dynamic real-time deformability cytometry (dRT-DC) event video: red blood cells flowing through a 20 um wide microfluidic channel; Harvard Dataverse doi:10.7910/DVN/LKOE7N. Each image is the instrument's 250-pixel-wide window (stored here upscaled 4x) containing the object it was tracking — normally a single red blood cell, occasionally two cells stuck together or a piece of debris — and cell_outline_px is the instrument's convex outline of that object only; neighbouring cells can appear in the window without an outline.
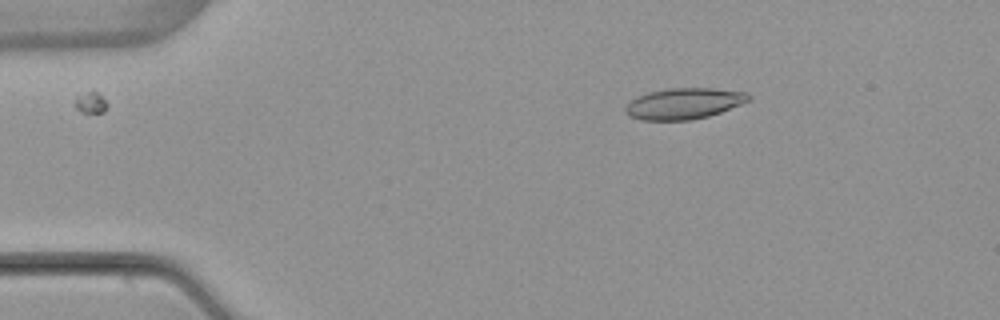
{"species": "common noctule bat (a hibernating species)", "species_latin": "Nyctalus noctula", "temperature_condition": "warm", "stored_images_in_passage": 4, "camera_frame_rate_fps": 3000, "um_per_image_px": 0.085, "animal": {"sex": "female", "body_mass_g": 22.7, "forearm_length_mm": 54.2}, "frame": {"image": 1, "passage_image": 2, "time_ms": 1.333, "image_size_px": [1000, 320], "cell_outline_px": [[752, 100], [720, 112], [708, 116], [692, 120], [640, 120], [628, 116], [624, 112], [624, 108], [636, 96], [648, 92], [668, 88], [716, 88], [748, 92], [752, 96]], "centroid_in_image_um": [58.15, 8.79], "position_along_channel_um": 26.9, "area_um2": 22.6}}
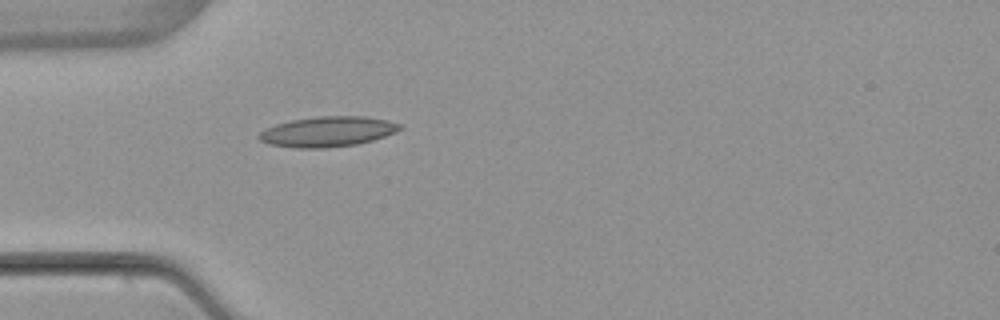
{"frame": {"image": 2, "passage_image": 4, "time_ms": 3.667, "image_size_px": [1000, 320], "cell_outline_px": [[404, 128], [396, 132], [372, 140], [356, 144], [324, 148], [296, 148], [268, 144], [260, 140], [256, 136], [264, 128], [276, 124], [292, 120], [316, 116], [364, 116], [388, 120], [400, 124]], "centroid_in_image_um": [27.83, 11.18], "position_along_channel_um": 57.2, "area_um2": 24.91}}